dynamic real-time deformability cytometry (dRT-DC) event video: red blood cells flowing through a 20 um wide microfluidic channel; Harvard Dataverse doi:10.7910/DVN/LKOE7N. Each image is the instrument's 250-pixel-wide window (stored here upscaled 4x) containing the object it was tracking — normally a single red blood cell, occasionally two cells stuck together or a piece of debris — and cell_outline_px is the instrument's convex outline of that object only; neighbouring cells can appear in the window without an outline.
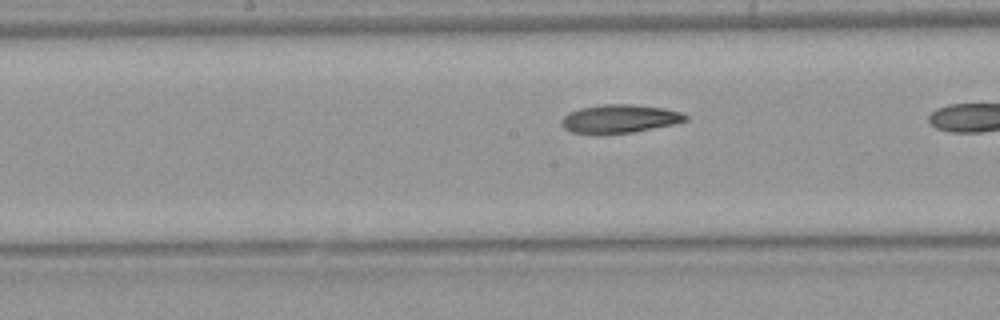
{"species": "Egyptian fruit bat (a non-hibernating species)", "species_latin": "Rousettus aegyptiacus", "temperature_condition": "warm", "stored_images_in_passage": 20, "camera_frame_rate_fps": 3000, "um_per_image_px": 0.085, "animal": {"sex": "female"}, "frame": {"image": 1, "passage_image": 17, "time_ms": 5.333, "image_size_px": [1000, 320], "cell_outline_px": [[688, 120], [676, 124], [632, 132], [572, 132], [564, 128], [560, 124], [560, 120], [568, 112], [580, 108], [604, 104], [628, 104], [664, 108], [680, 112], [688, 116]], "centroid_in_image_um": [52.69, 10.07], "position_along_channel_um": 195.5, "area_um2": 20.11}}